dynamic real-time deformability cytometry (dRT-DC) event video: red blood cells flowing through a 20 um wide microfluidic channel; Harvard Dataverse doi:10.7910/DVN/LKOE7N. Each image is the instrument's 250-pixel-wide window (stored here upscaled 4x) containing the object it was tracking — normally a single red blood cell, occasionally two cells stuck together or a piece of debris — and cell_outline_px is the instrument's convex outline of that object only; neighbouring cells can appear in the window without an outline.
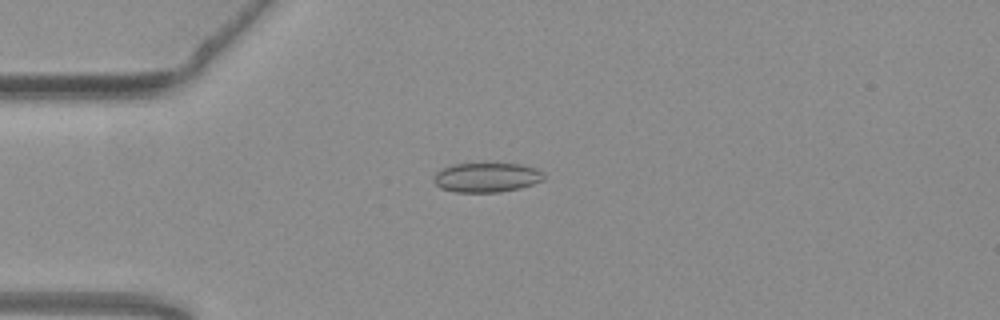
{"species": "common noctule bat (a hibernating species)", "species_latin": "Nyctalus noctula", "temperature_condition": "warm", "stored_images_in_passage": 51, "camera_frame_rate_fps": 3000, "um_per_image_px": 0.085, "animal": {"sex": "female", "body_mass_g": 19.3, "forearm_length_mm": 54.1}, "frame": {"image": 1, "passage_image": 11, "time_ms": 3.333, "image_size_px": [1000, 320], "cell_outline_px": [[544, 180], [520, 188], [500, 192], [456, 192], [440, 188], [432, 180], [436, 172], [440, 168], [452, 164], [520, 164], [536, 168], [544, 172]], "centroid_in_image_um": [41.35, 15.08], "position_along_channel_um": 43.7, "area_um2": 19.02}}
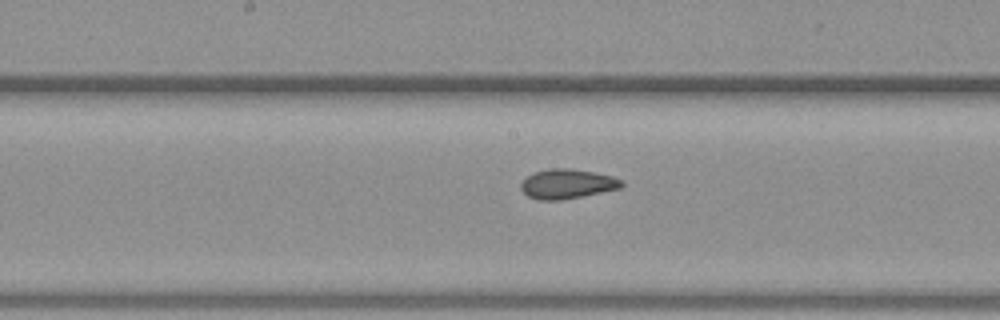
{"frame": {"image": 2, "passage_image": 25, "time_ms": 8.0, "image_size_px": [1000, 320], "cell_outline_px": [[624, 184], [620, 188], [560, 200], [536, 200], [528, 196], [520, 188], [520, 184], [532, 172], [548, 168], [572, 168], [612, 176], [620, 180]], "centroid_in_image_um": [48.16, 15.62], "position_along_channel_um": 200.0, "area_um2": 17.22}}
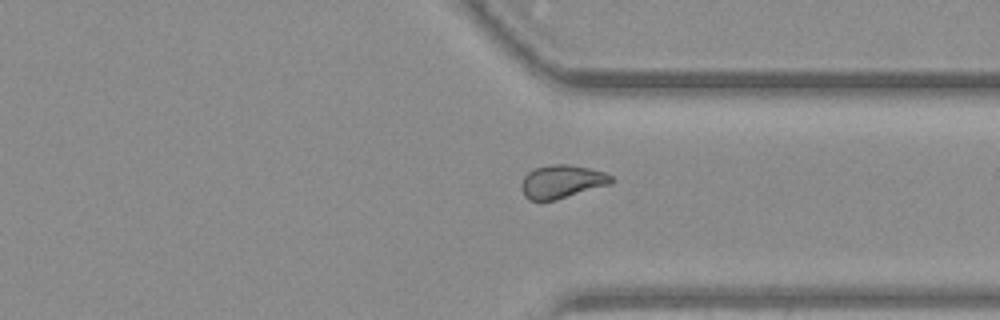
{"frame": {"image": 3, "passage_image": 38, "time_ms": 12.333, "image_size_px": [1000, 320], "cell_outline_px": [[616, 180], [612, 184], [556, 200], [528, 200], [524, 196], [520, 188], [520, 184], [524, 176], [528, 172], [536, 168], [552, 164], [568, 164], [588, 168], [604, 172], [612, 176]], "centroid_in_image_um": [47.77, 15.44], "position_along_channel_um": 363.6, "area_um2": 17.63}, "authors_computed_cell_mechanics": {"area_um2": 17.629, "velocity_mm_per_s": 3.7857, "shape_relaxation_time_tau1_ms": null, "shape_relaxation_time_tau2_ms": 2.599, "deformation_change_tau1": null, "deformation_change_tau2": 0.0698}}